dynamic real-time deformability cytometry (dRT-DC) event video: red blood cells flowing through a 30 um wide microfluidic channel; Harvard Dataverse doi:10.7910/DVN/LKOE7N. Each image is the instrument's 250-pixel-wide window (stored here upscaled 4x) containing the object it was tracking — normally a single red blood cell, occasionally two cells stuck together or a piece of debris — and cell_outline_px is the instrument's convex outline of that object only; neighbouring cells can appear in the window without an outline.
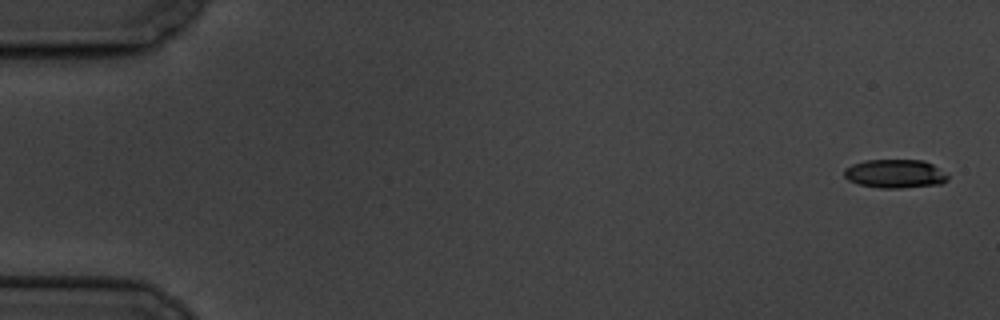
{"species": "common noctule bat (a hibernating species)", "species_latin": "Nyctalus noctula", "temperature_condition": "cold", "stored_images_in_passage": 7, "camera_frame_rate_fps": 3000, "um_per_image_px": 0.085, "animal": {"sex": "male", "body_mass_g": 19.5, "forearm_length_mm": 54.6}, "frame": {"image": 1, "passage_image": 1, "time_ms": 0.0, "image_size_px": [1000, 320], "cell_outline_px": [[948, 180], [940, 184], [900, 188], [880, 188], [860, 184], [848, 180], [844, 176], [844, 168], [852, 164], [864, 160], [924, 160], [932, 164], [948, 176]], "centroid_in_image_um": [76.05, 14.76], "position_along_channel_um": 8.9, "area_um2": 17.22}}
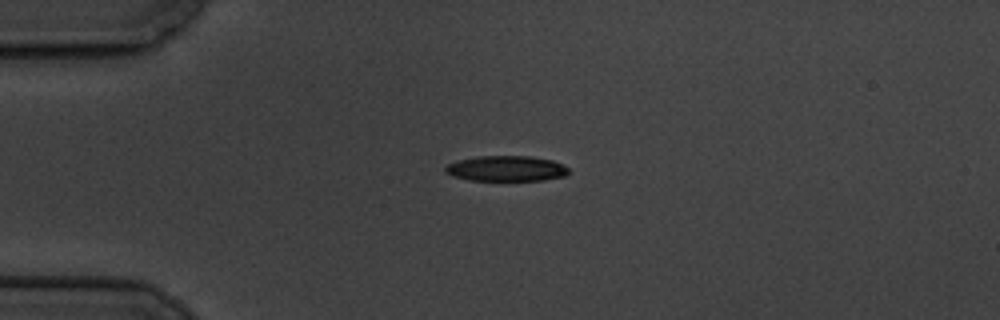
{"frame": {"image": 2, "passage_image": 5, "time_ms": 4.333, "image_size_px": [1000, 320], "cell_outline_px": [[568, 172], [564, 176], [544, 180], [468, 180], [452, 176], [444, 172], [444, 168], [448, 164], [456, 160], [476, 156], [532, 156], [552, 160], [568, 168]], "centroid_in_image_um": [42.98, 14.32], "position_along_channel_um": 42.0, "area_um2": 18.32}}
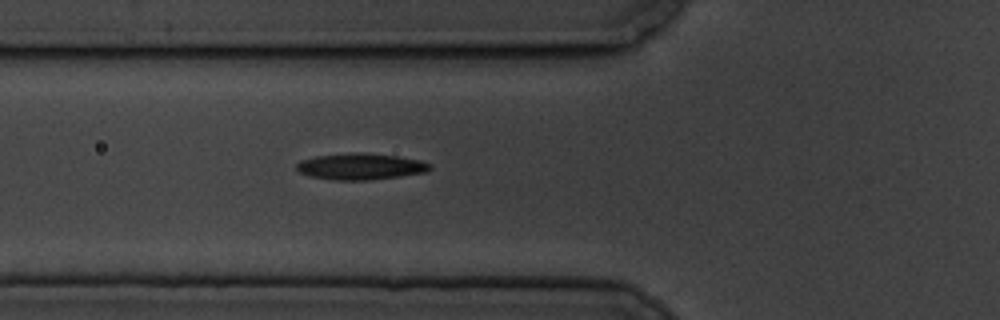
{"frame": {"image": 3, "passage_image": 7, "time_ms": 6.667, "image_size_px": [1000, 320], "cell_outline_px": [[432, 168], [428, 172], [400, 176], [364, 180], [332, 180], [308, 176], [300, 172], [296, 168], [296, 164], [300, 160], [316, 156], [356, 152], [364, 152], [396, 156], [420, 160], [432, 164]], "centroid_in_image_um": [30.65, 14.15], "position_along_channel_um": 95.1, "area_um2": 20.58}}